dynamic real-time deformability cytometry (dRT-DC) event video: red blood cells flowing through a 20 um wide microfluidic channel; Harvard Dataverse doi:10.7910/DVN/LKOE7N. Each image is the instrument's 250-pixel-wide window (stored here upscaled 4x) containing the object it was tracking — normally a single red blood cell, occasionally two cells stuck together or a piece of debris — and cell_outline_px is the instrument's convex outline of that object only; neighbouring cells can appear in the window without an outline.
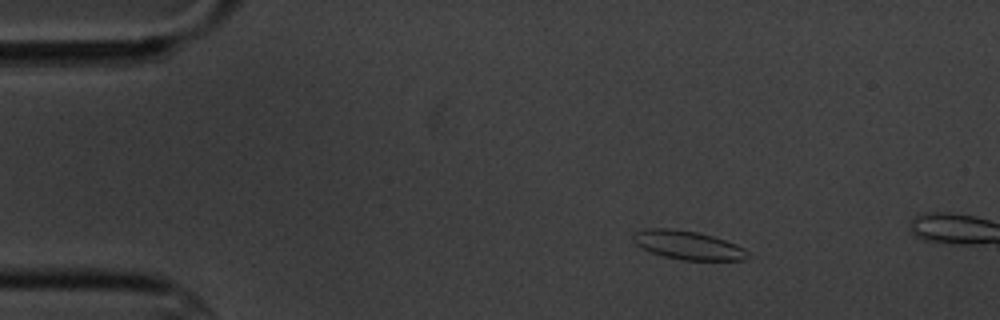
{"species": "common noctule bat (a hibernating species)", "species_latin": "Nyctalus noctula", "temperature_condition": "cold", "stored_images_in_passage": 3, "camera_frame_rate_fps": 3000, "um_per_image_px": 0.085, "animal": {"sex": "male", "body_mass_g": 20.1, "forearm_length_mm": 53.5}, "frame": {"image": 1, "passage_image": 1, "time_ms": 0.0, "image_size_px": [1000, 320], "cell_outline_px": [[748, 256], [744, 260], [680, 260], [664, 256], [652, 252], [636, 244], [632, 240], [632, 236], [636, 232], [648, 228], [672, 228], [700, 232], [736, 244], [744, 248], [748, 252]], "centroid_in_image_um": [58.48, 20.83], "position_along_channel_um": 26.5, "area_um2": 19.07}}